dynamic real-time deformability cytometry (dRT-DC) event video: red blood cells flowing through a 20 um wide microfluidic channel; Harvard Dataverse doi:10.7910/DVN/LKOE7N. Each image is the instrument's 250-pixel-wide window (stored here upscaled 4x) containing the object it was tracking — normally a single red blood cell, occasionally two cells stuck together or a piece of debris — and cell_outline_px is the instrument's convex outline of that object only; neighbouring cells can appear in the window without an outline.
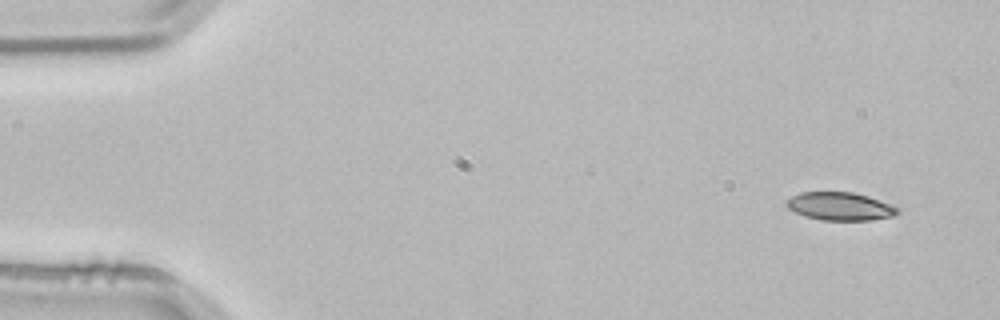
{"species": "common noctule bat (a hibernating species)", "species_latin": "Nyctalus noctula", "temperature_condition": "room temperature", "stored_images_in_passage": 3, "camera_frame_rate_fps": 3000, "um_per_image_px": 0.085, "animal": {"sex": "male", "body_mass_g": 21.5, "forearm_length_mm": 52.0}, "frame": {"image": 1, "passage_image": 1, "time_ms": 0.0, "image_size_px": [1000, 320], "cell_outline_px": [[900, 212], [892, 216], [872, 220], [820, 220], [804, 216], [788, 208], [784, 204], [784, 200], [800, 192], [852, 192], [868, 196], [892, 204], [900, 208]], "centroid_in_image_um": [71.4, 17.53], "position_along_channel_um": 13.6, "area_um2": 18.38}}
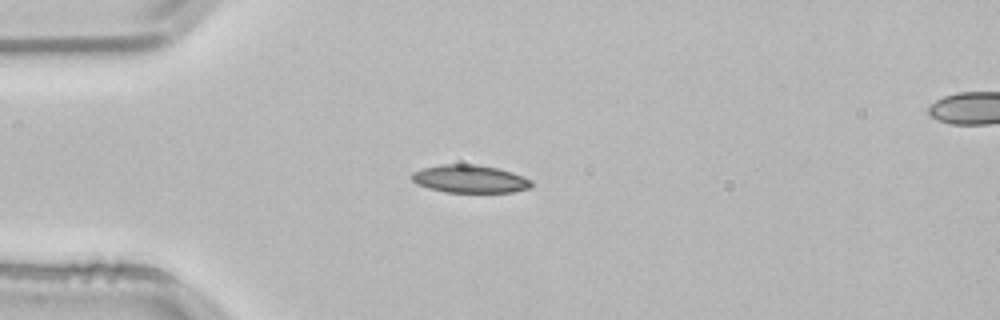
{"frame": {"image": 2, "passage_image": 3, "time_ms": 0.667, "image_size_px": [1000, 320], "cell_outline_px": [[532, 188], [512, 192], [444, 192], [428, 188], [416, 184], [412, 180], [412, 172], [424, 168], [444, 164], [476, 164], [496, 168], [512, 172], [532, 180]], "centroid_in_image_um": [39.95, 15.21], "position_along_channel_um": 45.1, "area_um2": 19.42}}